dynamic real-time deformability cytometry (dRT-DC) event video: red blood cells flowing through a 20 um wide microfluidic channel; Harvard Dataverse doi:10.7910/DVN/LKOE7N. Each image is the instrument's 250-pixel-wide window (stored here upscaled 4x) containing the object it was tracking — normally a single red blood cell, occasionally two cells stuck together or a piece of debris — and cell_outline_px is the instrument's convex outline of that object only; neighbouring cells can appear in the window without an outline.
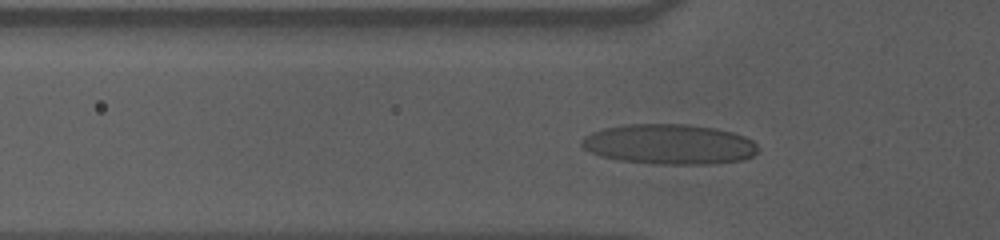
{"species": "human", "species_latin": "Homo sapiens", "temperature_condition": "cold", "stored_images_in_passage": 42, "camera_frame_rate_fps": 3000, "um_per_image_px": 0.085, "donor": {"sex": "male"}, "frame": {"image": 1, "passage_image": 13, "time_ms": 4.0, "image_size_px": [1000, 240], "cell_outline_px": [[760, 152], [744, 160], [712, 164], [656, 164], [616, 160], [600, 156], [584, 148], [580, 144], [580, 140], [584, 136], [592, 132], [604, 128], [628, 124], [688, 124], [716, 128], [732, 132], [744, 136], [752, 140], [756, 144]], "centroid_in_image_um": [56.9, 12.27], "position_along_channel_um": 68.9, "area_um2": 41.62}}
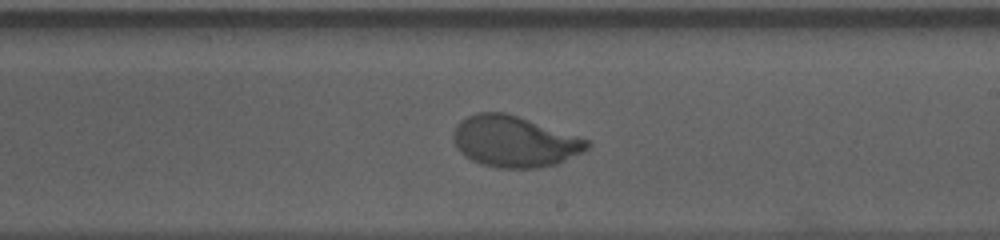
{"frame": {"image": 2, "passage_image": 28, "time_ms": 9.0, "image_size_px": [1000, 240], "cell_outline_px": [[592, 144], [584, 152], [556, 164], [536, 168], [496, 168], [480, 164], [464, 156], [456, 148], [452, 136], [452, 132], [456, 124], [460, 120], [476, 112], [508, 112], [592, 140]], "centroid_in_image_um": [43.74, 12.01], "position_along_channel_um": 245.3, "area_um2": 40.63}}
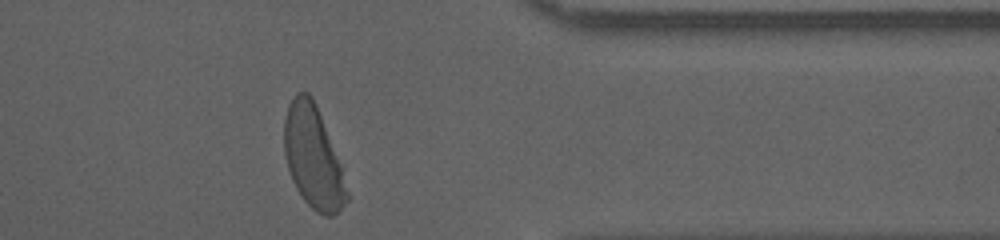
{"frame": {"image": 3, "passage_image": 41, "time_ms": 13.333, "image_size_px": [1000, 240], "cell_outline_px": [[348, 200], [332, 216], [324, 216], [316, 212], [304, 200], [296, 188], [292, 180], [288, 168], [284, 152], [284, 116], [288, 104], [292, 96], [296, 92], [308, 92], [312, 96], [316, 104], [344, 168], [348, 192]], "centroid_in_image_um": [26.63, 13.33], "position_along_channel_um": 384.8, "area_um2": 37.86}, "authors_computed_cell_mechanics": {"area_um2": 39.2173, "velocity_mm_per_s": 3.5243, "shape_relaxation_time_tau1_ms": 2.9263, "shape_relaxation_time_tau2_ms": null, "deformation_change_tau1": 0.1674, "deformation_change_tau2": null}}